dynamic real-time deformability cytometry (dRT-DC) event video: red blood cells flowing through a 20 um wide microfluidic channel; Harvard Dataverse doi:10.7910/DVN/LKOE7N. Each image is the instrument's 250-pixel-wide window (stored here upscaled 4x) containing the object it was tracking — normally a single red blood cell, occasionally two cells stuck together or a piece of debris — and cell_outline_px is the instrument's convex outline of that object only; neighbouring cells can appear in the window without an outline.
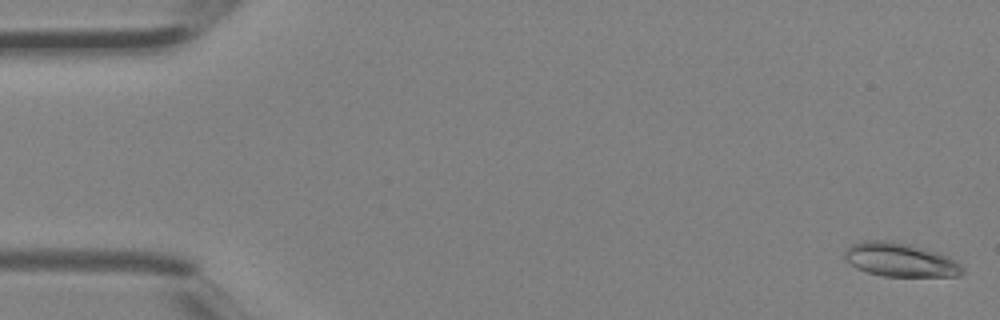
{"species": "Egyptian fruit bat (a non-hibernating species)", "species_latin": "Rousettus aegyptiacus", "temperature_condition": "room temperature", "stored_images_in_passage": 4, "camera_frame_rate_fps": 3000, "um_per_image_px": 0.085, "animal": {"sex": "female"}, "frame": {"image": 1, "passage_image": 1, "time_ms": 0.0, "image_size_px": [1000, 320], "cell_outline_px": [[964, 272], [960, 276], [884, 276], [868, 272], [856, 268], [844, 260], [844, 252], [852, 244], [860, 240], [892, 240], [928, 248], [948, 256], [956, 260], [964, 268]], "centroid_in_image_um": [76.53, 22.06], "position_along_channel_um": 8.5, "area_um2": 23.58}}